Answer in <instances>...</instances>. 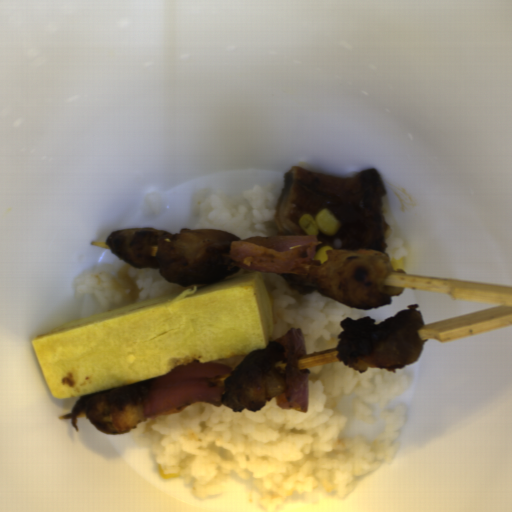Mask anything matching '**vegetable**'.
Returning <instances> with one entry per match:
<instances>
[{
  "label": "vegetable",
  "mask_w": 512,
  "mask_h": 512,
  "mask_svg": "<svg viewBox=\"0 0 512 512\" xmlns=\"http://www.w3.org/2000/svg\"><path fill=\"white\" fill-rule=\"evenodd\" d=\"M233 370L222 363L194 360L177 365L164 376L152 378L141 404L147 418L179 412L192 404L220 407L225 382Z\"/></svg>",
  "instance_id": "vegetable-1"
},
{
  "label": "vegetable",
  "mask_w": 512,
  "mask_h": 512,
  "mask_svg": "<svg viewBox=\"0 0 512 512\" xmlns=\"http://www.w3.org/2000/svg\"><path fill=\"white\" fill-rule=\"evenodd\" d=\"M319 240L315 235L255 236L232 241L229 260L238 268L259 273L286 274L310 278Z\"/></svg>",
  "instance_id": "vegetable-2"
},
{
  "label": "vegetable",
  "mask_w": 512,
  "mask_h": 512,
  "mask_svg": "<svg viewBox=\"0 0 512 512\" xmlns=\"http://www.w3.org/2000/svg\"><path fill=\"white\" fill-rule=\"evenodd\" d=\"M273 342L281 343L285 350V391L275 396L276 406L307 413L309 371L304 334L301 328L290 327Z\"/></svg>",
  "instance_id": "vegetable-3"
}]
</instances>
